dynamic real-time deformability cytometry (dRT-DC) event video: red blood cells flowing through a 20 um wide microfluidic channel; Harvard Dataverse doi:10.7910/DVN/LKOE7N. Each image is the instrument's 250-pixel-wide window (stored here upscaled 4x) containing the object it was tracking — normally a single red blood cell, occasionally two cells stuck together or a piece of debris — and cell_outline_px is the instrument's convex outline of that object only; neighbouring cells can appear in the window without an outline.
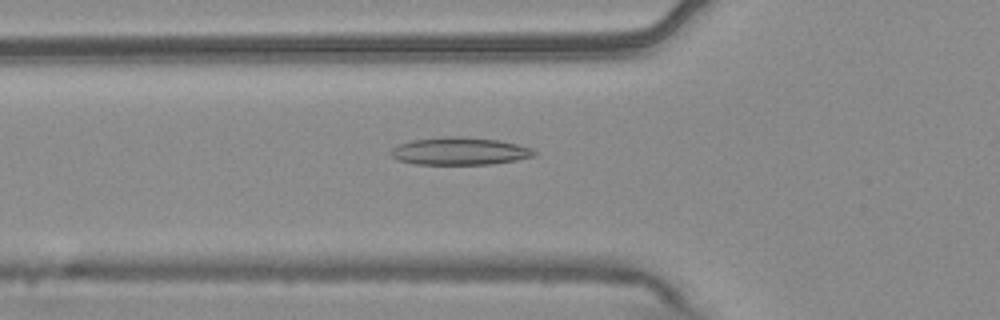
{"species": "common noctule bat (a hibernating species)", "species_latin": "Nyctalus noctula", "temperature_condition": "warm", "stored_images_in_passage": 54, "camera_frame_rate_fps": 3000, "um_per_image_px": 0.085, "animal": {"sex": "male", "body_mass_g": 20.4}, "frame": {"image": 1, "passage_image": 19, "time_ms": 6.0, "image_size_px": [1000, 320], "cell_outline_px": [[536, 156], [516, 160], [492, 164], [412, 164], [396, 160], [388, 152], [392, 148], [400, 144], [412, 140], [444, 136], [456, 136], [500, 140], [532, 148], [536, 152]], "centroid_in_image_um": [39.05, 12.85], "position_along_channel_um": 86.7, "area_um2": 23.18}}
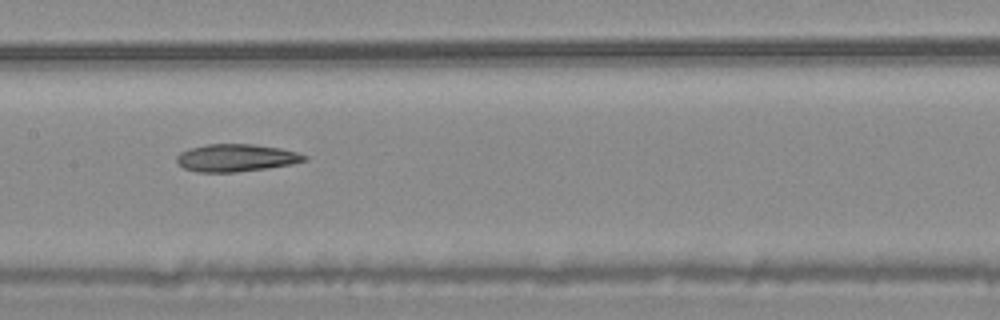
{"frame": {"image": 2, "passage_image": 27, "time_ms": 8.667, "image_size_px": [1000, 320], "cell_outline_px": [[308, 160], [292, 164], [268, 168], [236, 172], [200, 172], [184, 168], [176, 160], [176, 156], [180, 152], [188, 148], [204, 144], [256, 144], [280, 148], [296, 152], [308, 156]], "centroid_in_image_um": [20.08, 13.41], "position_along_channel_um": 187.3, "area_um2": 20.58}}
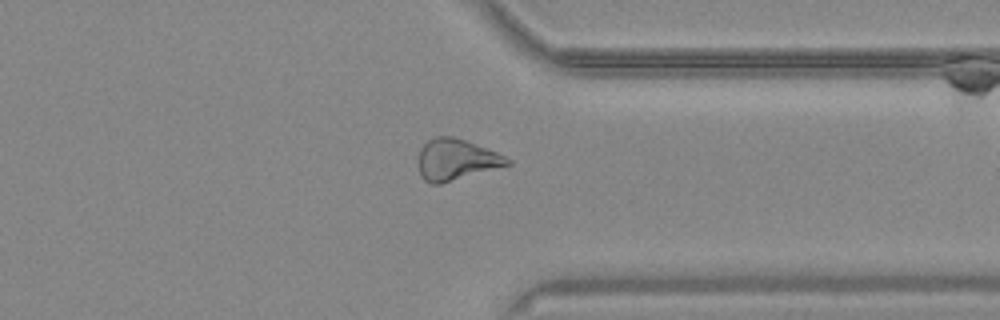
{"frame": {"image": 3, "passage_image": 42, "time_ms": 13.667, "image_size_px": [1000, 320], "cell_outline_px": [[512, 164], [440, 184], [432, 184], [424, 180], [420, 176], [420, 148], [428, 140], [436, 136], [452, 136], [464, 140], [496, 152], [512, 160]], "centroid_in_image_um": [38.78, 13.58], "position_along_channel_um": 372.6, "area_um2": 21.04}}